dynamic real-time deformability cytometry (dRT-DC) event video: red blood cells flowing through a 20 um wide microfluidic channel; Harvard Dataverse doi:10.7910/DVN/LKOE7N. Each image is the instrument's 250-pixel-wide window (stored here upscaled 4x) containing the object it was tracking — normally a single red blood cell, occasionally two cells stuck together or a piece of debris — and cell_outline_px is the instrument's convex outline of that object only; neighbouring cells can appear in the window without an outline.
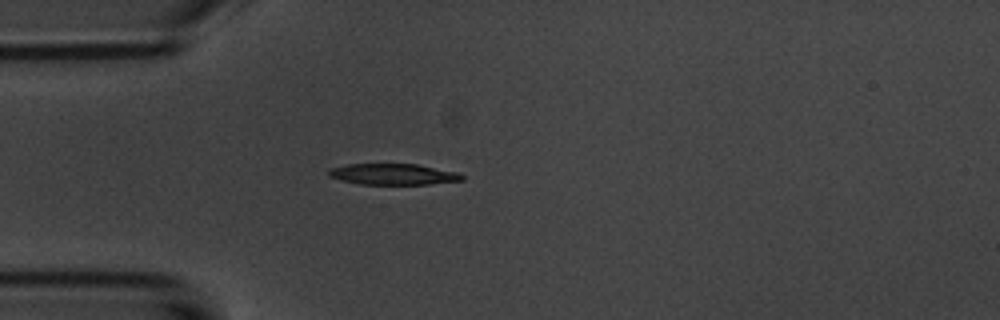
{"species": "common noctule bat (a hibernating species)", "species_latin": "Nyctalus noctula", "temperature_condition": "room temperature", "stored_images_in_passage": 1, "camera_frame_rate_fps": 3000, "um_per_image_px": 0.085, "animal": {"sex": "male", "body_mass_g": 20.1, "forearm_length_mm": 53.5}, "frame": {"image": 1, "passage_image": 1, "time_ms": 0.0, "image_size_px": [1000, 320], "cell_outline_px": [[464, 180], [428, 184], [360, 184], [340, 180], [328, 176], [328, 172], [332, 168], [348, 164], [416, 164], [456, 172], [464, 176]], "centroid_in_image_um": [33.41, 14.81], "position_along_channel_um": 51.6, "area_um2": 16.18}}